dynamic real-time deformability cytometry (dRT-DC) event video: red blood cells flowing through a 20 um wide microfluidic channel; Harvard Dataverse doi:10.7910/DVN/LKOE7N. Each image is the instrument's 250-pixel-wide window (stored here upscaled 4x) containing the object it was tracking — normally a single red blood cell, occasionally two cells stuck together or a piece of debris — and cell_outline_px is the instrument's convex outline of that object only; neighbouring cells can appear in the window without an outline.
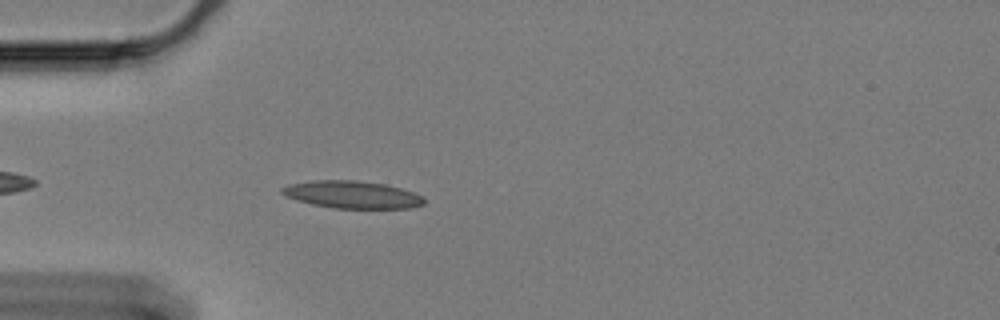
{"species": "Egyptian fruit bat (a non-hibernating species)", "species_latin": "Rousettus aegyptiacus", "temperature_condition": "cold", "stored_images_in_passage": 48, "camera_frame_rate_fps": 3000, "um_per_image_px": 0.085, "animal": {"sex": "female"}, "frame": {"image": 1, "passage_image": 5, "time_ms": 1.333, "image_size_px": [1000, 320], "cell_outline_px": [[424, 204], [408, 208], [336, 208], [312, 204], [296, 200], [284, 196], [280, 192], [280, 188], [288, 184], [312, 180], [356, 180], [384, 184], [400, 188], [412, 192], [420, 196], [424, 200]], "centroid_in_image_um": [29.85, 16.53], "position_along_channel_um": 55.1, "area_um2": 22.6}}
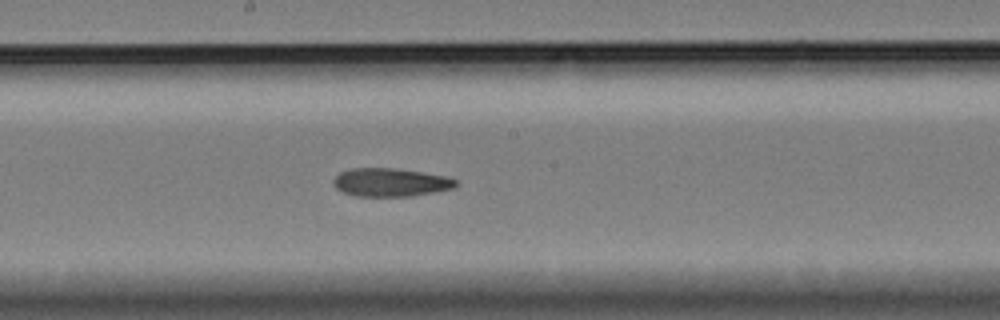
{"frame": {"image": 2, "passage_image": 20, "time_ms": 6.333, "image_size_px": [1000, 320], "cell_outline_px": [[460, 184], [456, 188], [412, 196], [352, 196], [336, 188], [332, 184], [332, 180], [340, 172], [352, 168], [396, 168], [448, 176], [456, 180]], "centroid_in_image_um": [33.22, 15.5], "position_along_channel_um": 215.0, "area_um2": 20.46}}
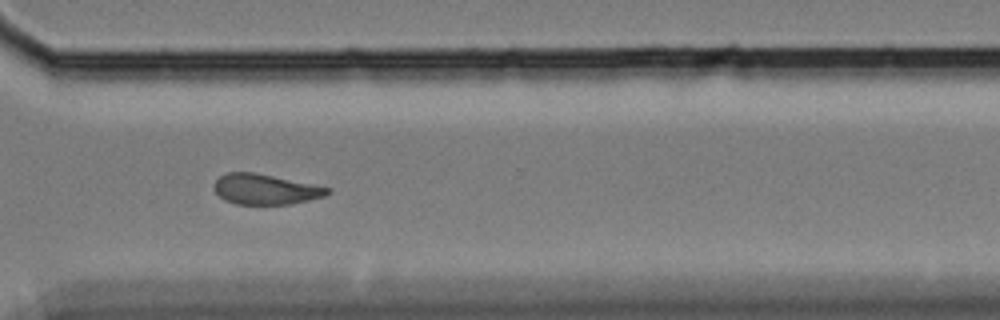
{"frame": {"image": 3, "passage_image": 32, "time_ms": 10.333, "image_size_px": [1000, 320], "cell_outline_px": [[332, 192], [324, 196], [308, 200], [288, 204], [236, 204], [224, 200], [212, 188], [212, 184], [220, 176], [228, 172], [252, 172], [332, 188]], "centroid_in_image_um": [22.53, 16.09], "position_along_channel_um": 348.1, "area_um2": 19.94}, "authors_computed_cell_mechanics": {"area_um2": 20.7213, "velocity_mm_per_s": 3.3315, "shape_relaxation_time_tau1_ms": null, "shape_relaxation_time_tau2_ms": 1.9416, "deformation_change_tau1": null, "deformation_change_tau2": 0.0943}}